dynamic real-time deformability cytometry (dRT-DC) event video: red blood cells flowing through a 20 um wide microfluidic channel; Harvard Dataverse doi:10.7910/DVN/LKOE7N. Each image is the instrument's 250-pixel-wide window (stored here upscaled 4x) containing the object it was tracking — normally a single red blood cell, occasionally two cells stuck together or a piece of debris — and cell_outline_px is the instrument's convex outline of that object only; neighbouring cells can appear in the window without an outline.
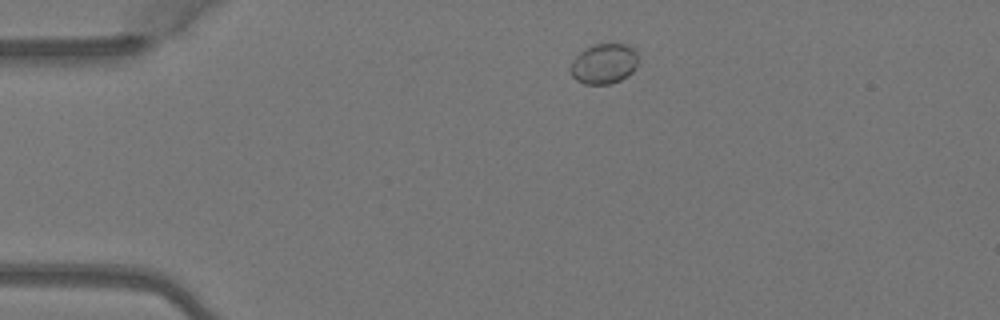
{"species": "Egyptian fruit bat (a non-hibernating species)", "species_latin": "Rousettus aegyptiacus", "temperature_condition": "warm", "stored_images_in_passage": 2, "camera_frame_rate_fps": 3000, "um_per_image_px": 0.085, "animal": {"sex": "female"}, "frame": {"image": 1, "passage_image": 1, "time_ms": 0.0, "image_size_px": [1000, 320], "cell_outline_px": [[636, 68], [628, 76], [620, 80], [608, 84], [584, 84], [576, 80], [572, 76], [568, 68], [576, 56], [584, 48], [592, 44], [628, 44], [636, 52]], "centroid_in_image_um": [51.3, 5.42], "position_along_channel_um": 33.7, "area_um2": 15.95}}